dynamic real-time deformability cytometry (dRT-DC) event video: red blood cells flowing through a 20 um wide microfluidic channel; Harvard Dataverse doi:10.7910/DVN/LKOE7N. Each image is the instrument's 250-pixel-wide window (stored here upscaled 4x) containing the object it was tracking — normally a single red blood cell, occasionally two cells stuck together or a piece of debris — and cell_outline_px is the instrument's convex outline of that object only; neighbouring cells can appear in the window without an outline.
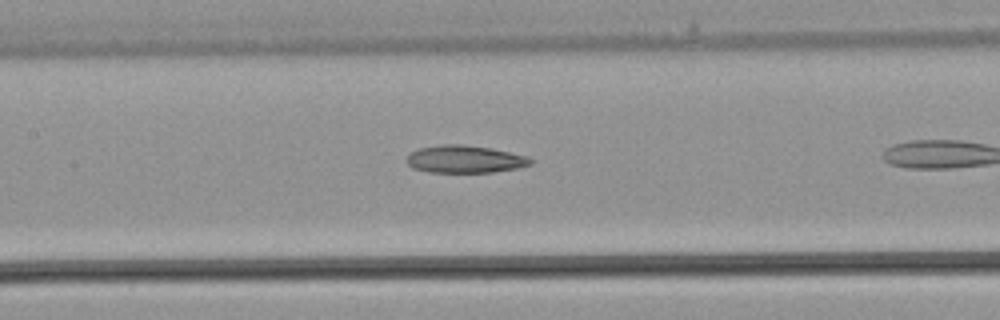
{"species": "common noctule bat (a hibernating species)", "species_latin": "Nyctalus noctula", "temperature_condition": "warm", "stored_images_in_passage": 14, "camera_frame_rate_fps": 3000, "um_per_image_px": 0.085, "animal": {"sex": "male", "body_mass_g": 21.5, "forearm_length_mm": 52.0}, "frame": {"image": 1, "passage_image": 7, "time_ms": 2.0, "image_size_px": [1000, 320], "cell_outline_px": [[532, 164], [516, 168], [492, 172], [428, 172], [412, 168], [408, 164], [408, 156], [412, 152], [420, 148], [444, 144], [460, 144], [492, 148], [528, 156], [532, 160]], "centroid_in_image_um": [39.53, 13.53], "position_along_channel_um": 167.9, "area_um2": 19.71}}